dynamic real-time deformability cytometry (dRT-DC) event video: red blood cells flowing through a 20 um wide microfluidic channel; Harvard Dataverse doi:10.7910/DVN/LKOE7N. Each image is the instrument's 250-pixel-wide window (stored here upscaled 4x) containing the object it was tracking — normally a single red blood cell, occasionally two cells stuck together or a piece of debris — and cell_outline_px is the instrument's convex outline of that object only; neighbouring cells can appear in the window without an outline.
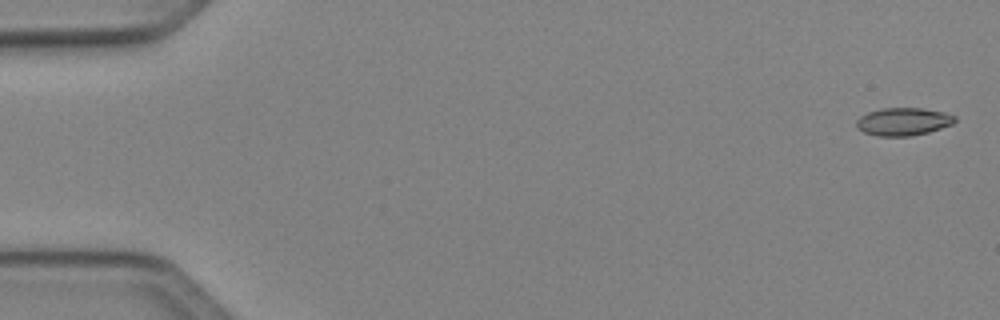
{"species": "Egyptian fruit bat (a non-hibernating species)", "species_latin": "Rousettus aegyptiacus", "temperature_condition": "cold", "stored_images_in_passage": 51, "camera_frame_rate_fps": 3000, "um_per_image_px": 0.085, "animal": {"sex": "female"}, "frame": {"image": 1, "passage_image": 2, "time_ms": 0.333, "image_size_px": [1000, 320], "cell_outline_px": [[956, 120], [952, 124], [928, 132], [908, 136], [880, 136], [864, 132], [856, 124], [856, 120], [860, 116], [868, 112], [884, 108], [920, 108], [944, 112], [956, 116]], "centroid_in_image_um": [76.79, 10.33], "position_along_channel_um": 8.2, "area_um2": 15.72}}
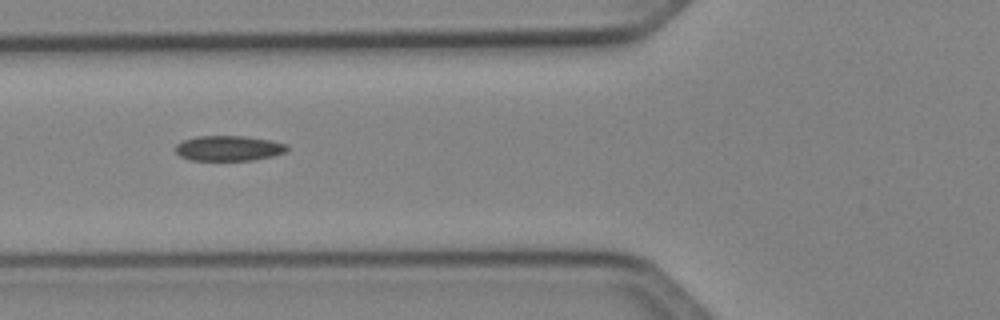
{"frame": {"image": 2, "passage_image": 20, "time_ms": 6.333, "image_size_px": [1000, 320], "cell_outline_px": [[288, 148], [284, 152], [272, 156], [252, 160], [192, 160], [180, 156], [176, 152], [176, 144], [184, 140], [196, 136], [244, 136], [268, 140], [288, 144]], "centroid_in_image_um": [19.42, 12.6], "position_along_channel_um": 106.4, "area_um2": 16.24}}
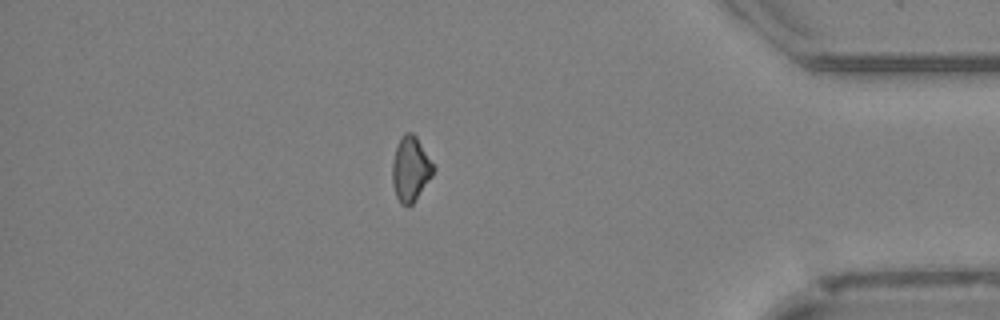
{"frame": {"image": 3, "passage_image": 44, "time_ms": 14.333, "image_size_px": [1000, 320], "cell_outline_px": [[436, 168], [432, 176], [412, 204], [400, 204], [396, 196], [392, 180], [392, 164], [396, 148], [400, 136], [404, 132], [412, 132], [416, 136]], "centroid_in_image_um": [34.9, 14.33], "position_along_channel_um": 400.3, "area_um2": 15.37}}